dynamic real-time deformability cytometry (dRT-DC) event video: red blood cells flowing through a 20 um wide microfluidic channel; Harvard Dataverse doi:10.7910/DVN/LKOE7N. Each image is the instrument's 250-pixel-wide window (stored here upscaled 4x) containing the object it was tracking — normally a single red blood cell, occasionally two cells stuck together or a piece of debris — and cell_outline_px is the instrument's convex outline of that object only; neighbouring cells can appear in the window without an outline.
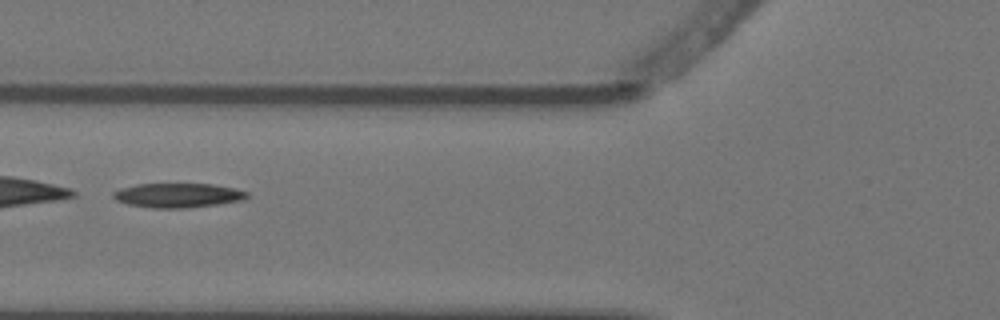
{"species": "Egyptian fruit bat (a non-hibernating species)", "species_latin": "Rousettus aegyptiacus", "temperature_condition": "warm", "stored_images_in_passage": 6, "camera_frame_rate_fps": 3000, "um_per_image_px": 0.085, "animal": {"sex": "female"}, "frame": {"image": 1, "passage_image": 2, "time_ms": 0.333, "image_size_px": [1000, 320], "cell_outline_px": [[248, 196], [244, 200], [188, 208], [152, 208], [128, 204], [116, 200], [112, 196], [112, 192], [120, 188], [136, 184], [212, 184], [236, 188], [248, 192]], "centroid_in_image_um": [15.11, 16.6], "position_along_channel_um": 110.7, "area_um2": 19.07}}
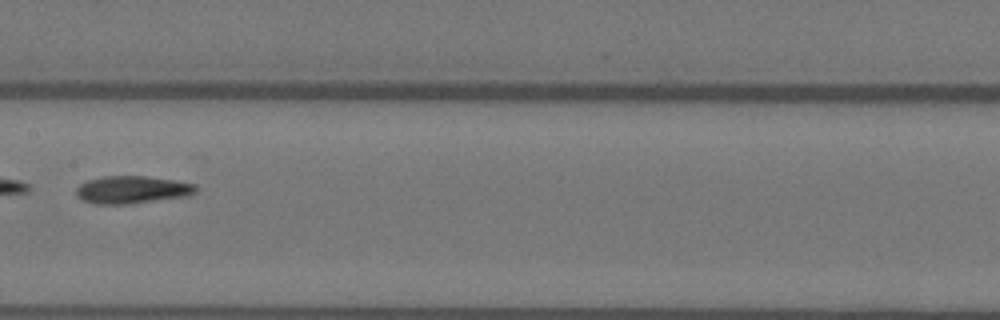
{"frame": {"image": 2, "passage_image": 4, "time_ms": 1.0, "image_size_px": [1000, 320], "cell_outline_px": [[196, 192], [188, 196], [128, 204], [96, 204], [84, 200], [76, 196], [76, 188], [80, 184], [88, 180], [104, 176], [144, 176], [176, 180], [196, 184]], "centroid_in_image_um": [11.24, 16.12], "position_along_channel_um": 196.2, "area_um2": 19.25}}
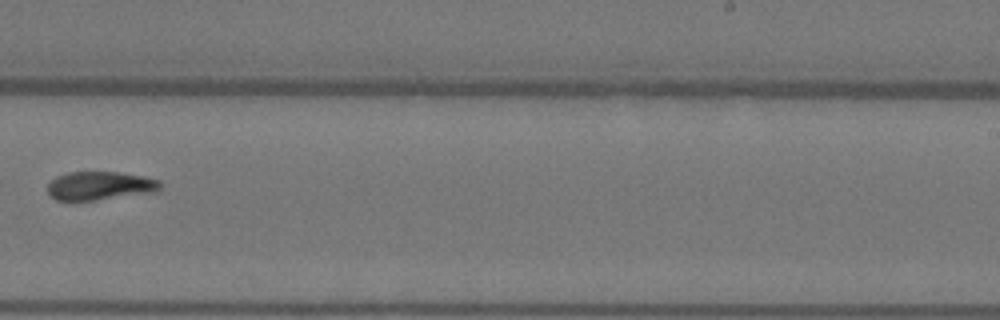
{"frame": {"image": 3, "passage_image": 6, "time_ms": 1.667, "image_size_px": [1000, 320], "cell_outline_px": [[160, 192], [72, 204], [68, 204], [56, 200], [48, 192], [48, 184], [56, 176], [68, 172], [120, 172], [144, 176], [160, 180]], "centroid_in_image_um": [8.48, 15.84], "position_along_channel_um": 280.5, "area_um2": 19.77}}